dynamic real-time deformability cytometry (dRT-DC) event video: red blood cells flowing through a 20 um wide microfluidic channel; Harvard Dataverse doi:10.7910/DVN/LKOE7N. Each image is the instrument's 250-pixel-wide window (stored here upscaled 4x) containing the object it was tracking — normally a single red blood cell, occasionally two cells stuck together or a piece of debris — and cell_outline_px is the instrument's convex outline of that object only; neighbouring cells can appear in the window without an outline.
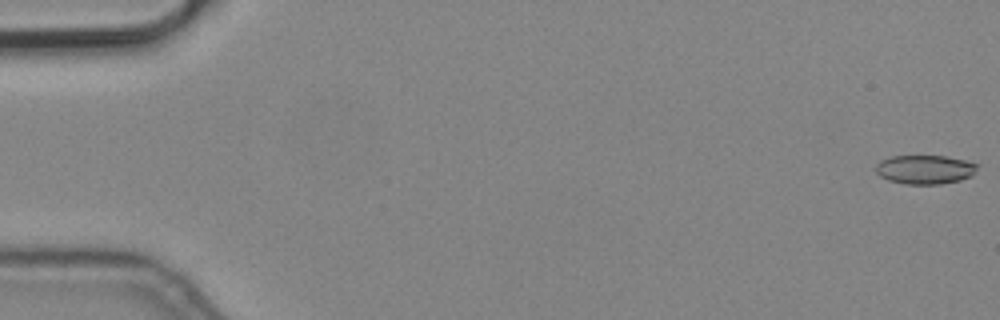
{"species": "common noctule bat (a hibernating species)", "species_latin": "Nyctalus noctula", "temperature_condition": "cold", "stored_images_in_passage": 6, "camera_frame_rate_fps": 3000, "um_per_image_px": 0.085, "animal": {"sex": "male", "body_mass_g": 19.2, "forearm_length_mm": 51.8}, "frame": {"image": 1, "passage_image": 1, "time_ms": 0.0, "image_size_px": [1000, 320], "cell_outline_px": [[980, 164], [972, 176], [960, 180], [940, 184], [904, 184], [888, 180], [880, 176], [876, 172], [876, 164], [880, 160], [892, 156], [944, 156], [964, 160]], "centroid_in_image_um": [78.62, 14.41], "position_along_channel_um": 6.4, "area_um2": 17.22}}
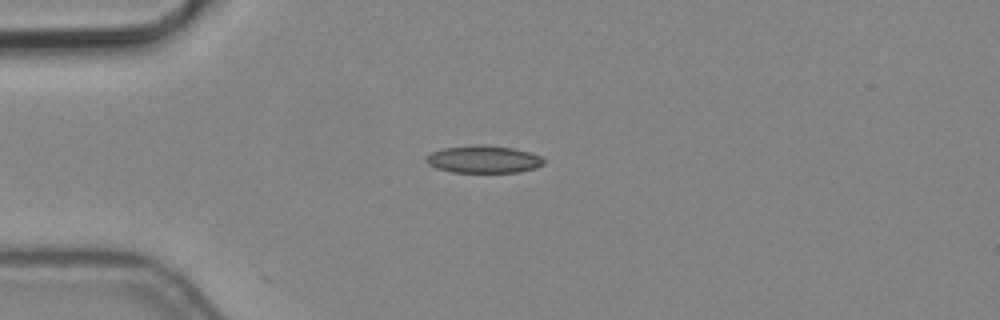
{"frame": {"image": 2, "passage_image": 5, "time_ms": 1.333, "image_size_px": [1000, 320], "cell_outline_px": [[544, 164], [536, 168], [516, 172], [452, 172], [436, 168], [428, 164], [424, 160], [424, 156], [432, 152], [444, 148], [472, 144], [488, 144], [512, 148], [528, 152], [540, 156], [544, 160]], "centroid_in_image_um": [41.06, 13.53], "position_along_channel_um": 43.9, "area_um2": 18.96}}